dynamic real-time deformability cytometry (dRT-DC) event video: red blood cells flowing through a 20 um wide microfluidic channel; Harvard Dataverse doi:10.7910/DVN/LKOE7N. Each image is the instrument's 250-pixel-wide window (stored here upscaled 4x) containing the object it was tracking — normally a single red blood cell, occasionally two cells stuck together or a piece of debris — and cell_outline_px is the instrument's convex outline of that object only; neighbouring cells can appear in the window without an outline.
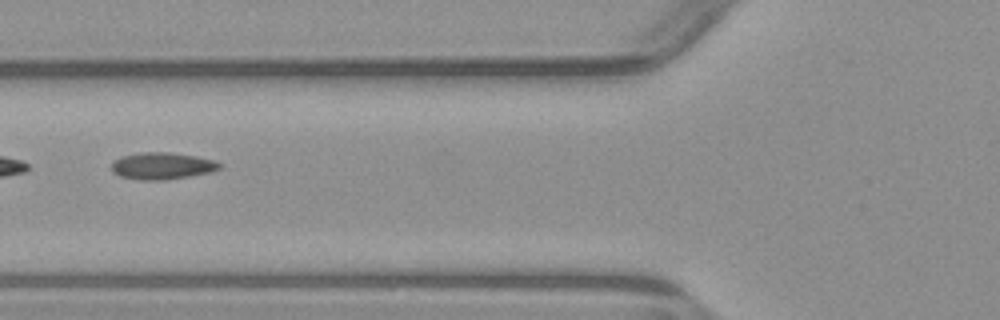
{"species": "common noctule bat (a hibernating species)", "species_latin": "Nyctalus noctula", "temperature_condition": "warm", "stored_images_in_passage": 6, "camera_frame_rate_fps": 3000, "um_per_image_px": 0.085, "animal": {"sex": "male", "body_mass_g": 23.1, "forearm_length_mm": 52.7}, "frame": {"image": 1, "passage_image": 5, "time_ms": 5.667, "image_size_px": [1000, 320], "cell_outline_px": [[224, 164], [220, 168], [212, 172], [164, 180], [140, 180], [120, 176], [112, 172], [112, 160], [120, 156], [140, 152], [168, 152], [196, 156], [216, 160]], "centroid_in_image_um": [13.78, 14.09], "position_along_channel_um": 112.0, "area_um2": 17.17}}
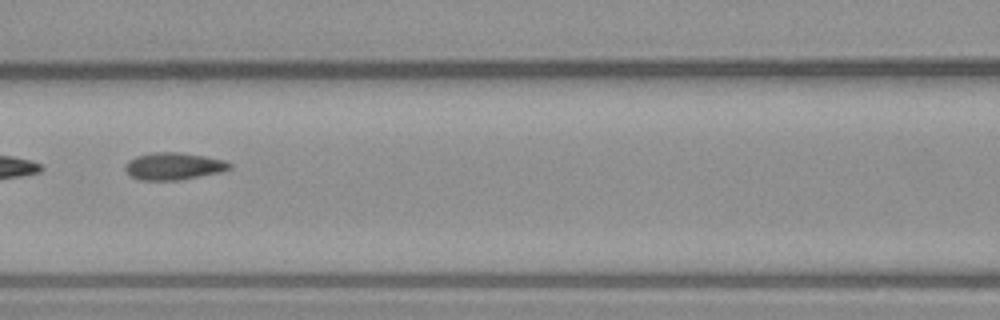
{"frame": {"image": 2, "passage_image": 6, "time_ms": 6.667, "image_size_px": [1000, 320], "cell_outline_px": [[232, 168], [220, 172], [180, 180], [140, 180], [128, 176], [124, 168], [124, 164], [128, 160], [136, 156], [152, 152], [180, 152], [204, 156], [224, 160], [232, 164]], "centroid_in_image_um": [14.71, 14.13], "position_along_channel_um": 151.9, "area_um2": 16.76}}